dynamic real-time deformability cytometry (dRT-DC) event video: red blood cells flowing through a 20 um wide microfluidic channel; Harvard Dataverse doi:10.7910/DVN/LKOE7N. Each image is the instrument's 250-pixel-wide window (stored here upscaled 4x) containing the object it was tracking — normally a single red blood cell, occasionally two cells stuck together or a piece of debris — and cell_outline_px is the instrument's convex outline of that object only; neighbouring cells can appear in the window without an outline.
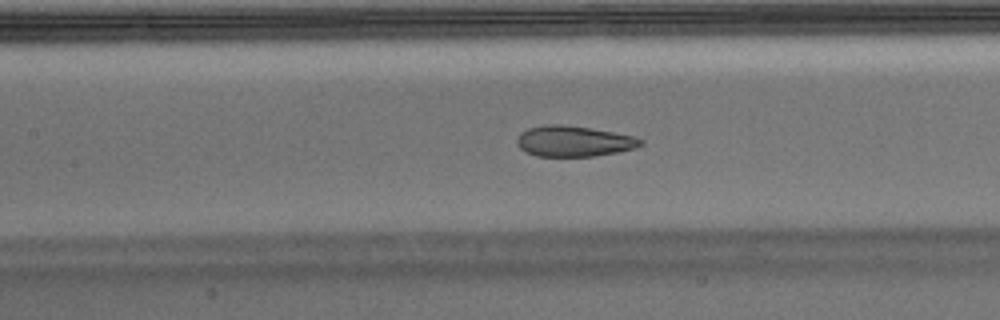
{"species": "Egyptian fruit bat (a non-hibernating species)", "species_latin": "Rousettus aegyptiacus", "temperature_condition": "warm", "stored_images_in_passage": 52, "camera_frame_rate_fps": 3000, "um_per_image_px": 0.085, "animal": {"sex": "male"}, "frame": {"image": 1, "passage_image": 22, "time_ms": 7.0, "image_size_px": [1000, 320], "cell_outline_px": [[644, 144], [632, 148], [616, 152], [596, 156], [536, 156], [520, 148], [516, 144], [516, 140], [520, 132], [528, 128], [544, 124], [564, 124], [636, 136], [644, 140]], "centroid_in_image_um": [48.75, 11.99], "position_along_channel_um": 158.7, "area_um2": 22.14}}
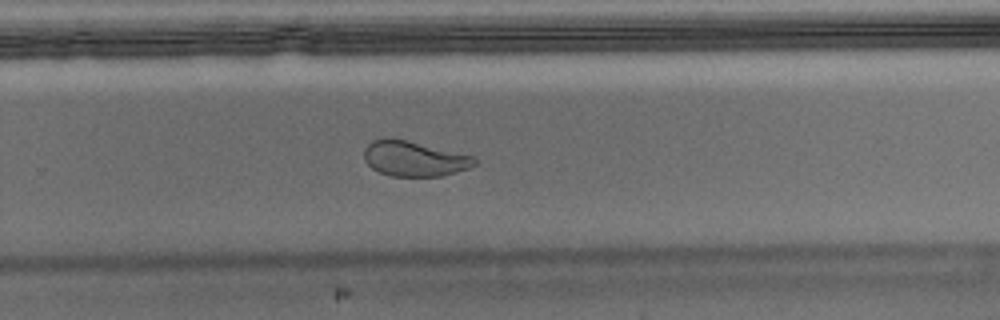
{"frame": {"image": 2, "passage_image": 33, "time_ms": 10.667, "image_size_px": [1000, 320], "cell_outline_px": [[476, 164], [468, 168], [456, 172], [440, 176], [392, 176], [380, 172], [372, 168], [364, 160], [364, 148], [372, 140], [384, 136], [392, 136], [476, 156]], "centroid_in_image_um": [35.19, 13.45], "position_along_channel_um": 294.6, "area_um2": 23.12}}
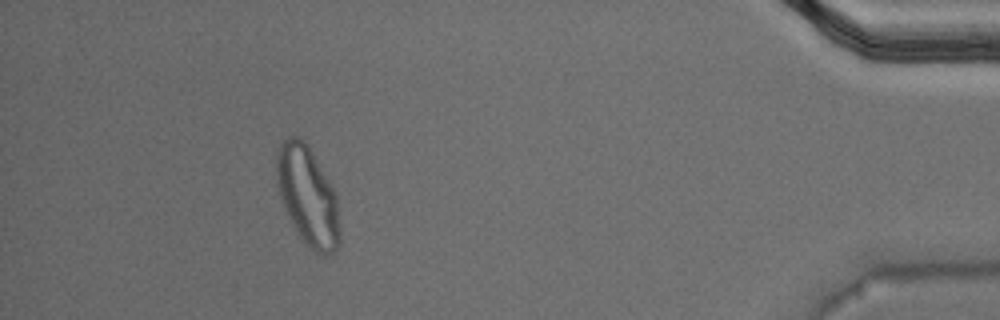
{"frame": {"image": 3, "passage_image": 47, "time_ms": 15.333, "image_size_px": [1000, 320], "cell_outline_px": [[340, 240], [336, 248], [332, 252], [324, 256], [316, 252], [304, 244], [288, 216], [276, 184], [276, 152], [280, 144], [288, 136], [296, 136], [304, 140], [308, 144], [328, 180], [336, 196], [340, 232]], "centroid_in_image_um": [26.13, 16.65], "position_along_channel_um": 409.1, "area_um2": 36.3}, "authors_computed_cell_mechanics": {"area_um2": 24.2182, "velocity_mm_per_s": 3.7222, "shape_relaxation_time_tau1_ms": null, "shape_relaxation_time_tau2_ms": 1.0047, "deformation_change_tau1": null, "deformation_change_tau2": 0.0696}}